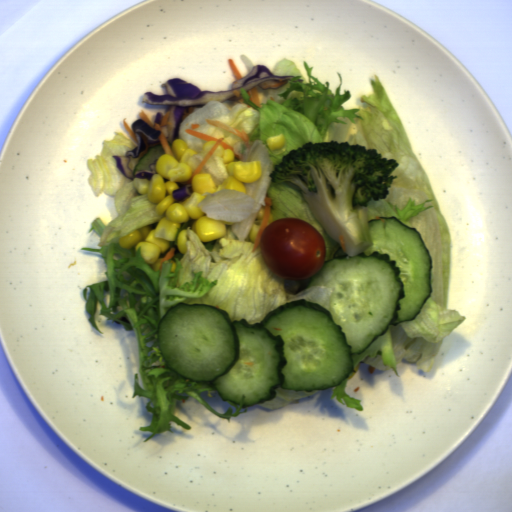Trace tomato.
I'll return each instance as SVG.
<instances>
[{"label": "tomato", "mask_w": 512, "mask_h": 512, "mask_svg": "<svg viewBox=\"0 0 512 512\" xmlns=\"http://www.w3.org/2000/svg\"><path fill=\"white\" fill-rule=\"evenodd\" d=\"M259 253L274 275L304 280L320 270L327 248L320 231L302 218L272 220L258 241Z\"/></svg>", "instance_id": "1"}]
</instances>
